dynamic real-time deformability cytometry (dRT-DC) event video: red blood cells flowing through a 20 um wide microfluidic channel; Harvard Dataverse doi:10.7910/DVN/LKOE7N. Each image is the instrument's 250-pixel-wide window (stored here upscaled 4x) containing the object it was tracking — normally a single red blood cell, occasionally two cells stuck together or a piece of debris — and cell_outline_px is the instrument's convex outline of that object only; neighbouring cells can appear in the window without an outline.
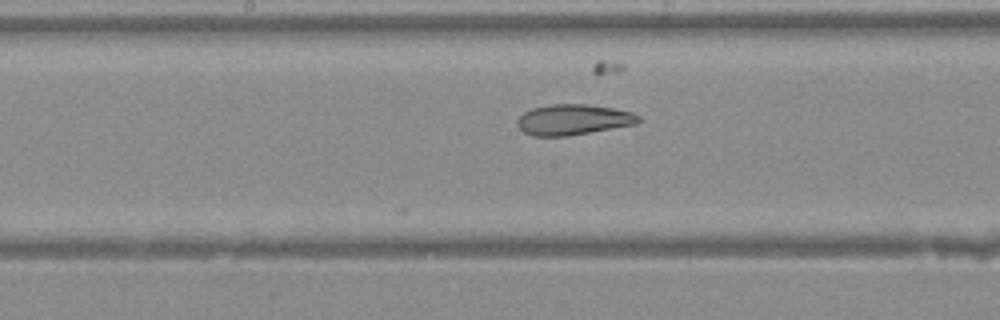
{"species": "Egyptian fruit bat (a non-hibernating species)", "species_latin": "Rousettus aegyptiacus", "temperature_condition": "warm", "stored_images_in_passage": 22, "camera_frame_rate_fps": 3000, "um_per_image_px": 0.085, "animal": {"sex": "female"}, "frame": {"image": 1, "passage_image": 22, "time_ms": 7.0, "image_size_px": [1000, 320], "cell_outline_px": [[640, 120], [636, 124], [568, 136], [532, 136], [524, 132], [516, 124], [516, 120], [524, 112], [532, 108], [548, 104], [588, 104], [612, 108], [632, 112], [640, 116]], "centroid_in_image_um": [48.7, 10.17], "position_along_channel_um": 199.5, "area_um2": 21.68}}